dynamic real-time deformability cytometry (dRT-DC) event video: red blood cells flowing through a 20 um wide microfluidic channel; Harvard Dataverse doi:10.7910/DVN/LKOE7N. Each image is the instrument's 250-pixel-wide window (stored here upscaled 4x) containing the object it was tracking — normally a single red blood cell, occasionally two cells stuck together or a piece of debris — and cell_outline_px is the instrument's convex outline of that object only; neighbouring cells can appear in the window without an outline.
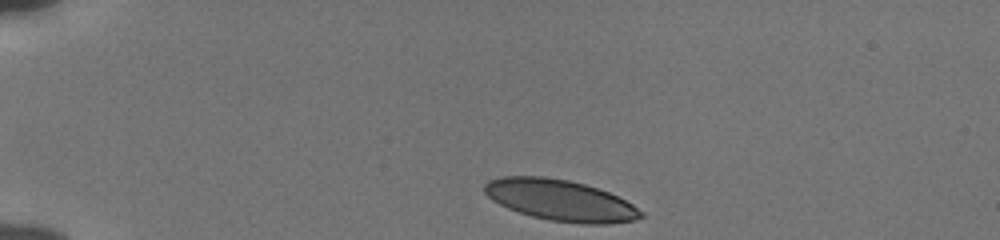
{"species": "human", "species_latin": "Homo sapiens", "temperature_condition": "cold", "stored_images_in_passage": 37, "camera_frame_rate_fps": 3000, "um_per_image_px": 0.085, "donor": {"sex": "male"}, "frame": {"image": 1, "passage_image": 1, "time_ms": 0.0, "image_size_px": [1000, 240], "cell_outline_px": [[644, 216], [636, 220], [608, 224], [580, 224], [548, 220], [532, 216], [508, 208], [492, 200], [484, 192], [484, 184], [488, 180], [500, 176], [544, 176], [568, 180], [584, 184], [608, 192], [632, 204], [644, 212]], "centroid_in_image_um": [47.62, 17.02], "position_along_channel_um": 37.4, "area_um2": 37.51}}
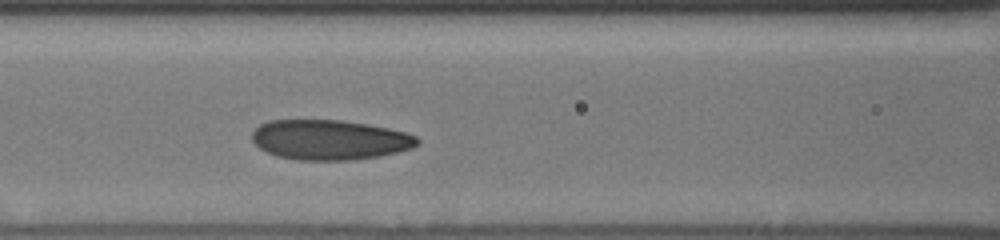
{"frame": {"image": 2, "passage_image": 14, "time_ms": 4.333, "image_size_px": [1000, 240], "cell_outline_px": [[420, 144], [412, 148], [380, 156], [352, 160], [296, 160], [276, 156], [260, 148], [252, 140], [252, 132], [260, 124], [268, 120], [340, 120], [368, 124], [388, 128], [404, 132], [416, 136], [420, 140]], "centroid_in_image_um": [28.02, 11.88], "position_along_channel_um": 138.6, "area_um2": 38.61}}
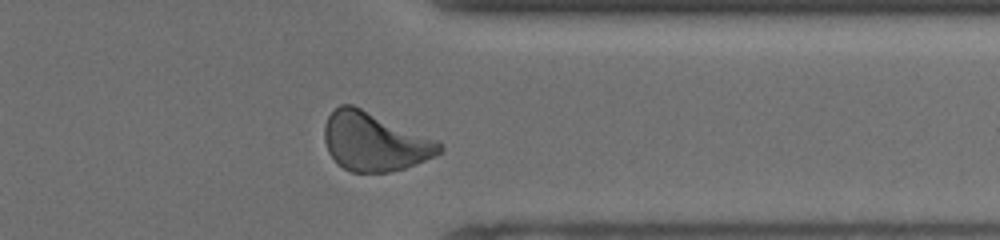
{"frame": {"image": 3, "passage_image": 33, "time_ms": 10.667, "image_size_px": [1000, 240], "cell_outline_px": [[444, 152], [436, 156], [416, 164], [404, 168], [388, 172], [352, 172], [344, 168], [328, 152], [324, 140], [324, 124], [328, 116], [340, 104], [352, 104], [440, 140], [444, 148]], "centroid_in_image_um": [31.88, 12.03], "position_along_channel_um": 379.5, "area_um2": 39.59}, "authors_computed_cell_mechanics": {"area_um2": 38.3214, "velocity_mm_per_s": 3.832, "shape_relaxation_time_tau1_ms": 3.6885, "shape_relaxation_time_tau2_ms": 1.2556, "deformation_change_tau1": 0.1358, "deformation_change_tau2": 0.0701}}